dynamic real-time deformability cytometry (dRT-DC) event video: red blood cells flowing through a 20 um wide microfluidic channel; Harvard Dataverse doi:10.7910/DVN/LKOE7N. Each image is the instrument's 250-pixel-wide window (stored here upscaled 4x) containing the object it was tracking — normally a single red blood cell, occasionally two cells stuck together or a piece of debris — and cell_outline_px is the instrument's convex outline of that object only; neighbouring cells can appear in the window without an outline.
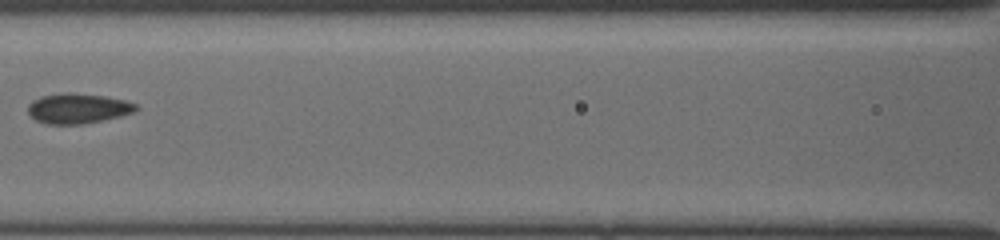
{"species": "common noctule bat (a hibernating species)", "species_latin": "Nyctalus noctula", "temperature_condition": "cold", "stored_images_in_passage": 41, "camera_frame_rate_fps": 3000, "um_per_image_px": 0.085, "animal": {"sex": "female", "body_mass_g": 19.5, "forearm_length_mm": 54.1}, "frame": {"image": 1, "passage_image": 15, "time_ms": 8.333, "image_size_px": [1000, 240], "cell_outline_px": [[136, 108], [132, 112], [120, 116], [80, 124], [44, 124], [36, 120], [28, 112], [28, 104], [32, 100], [40, 96], [64, 92], [72, 92], [104, 96], [124, 100], [136, 104]], "centroid_in_image_um": [6.55, 9.2], "position_along_channel_um": 160.0, "area_um2": 18.79}}
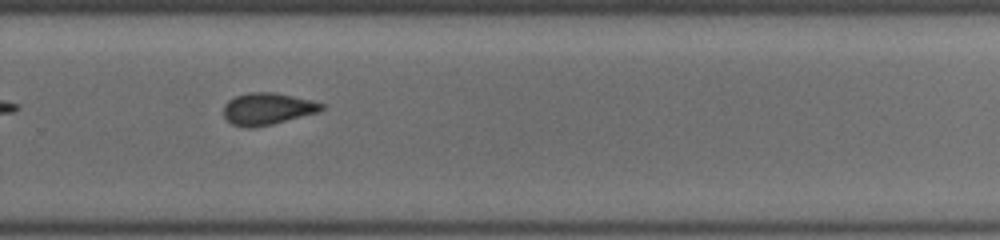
{"frame": {"image": 2, "passage_image": 22, "time_ms": 12.0, "image_size_px": [1000, 240], "cell_outline_px": [[324, 108], [320, 112], [272, 124], [252, 128], [248, 128], [232, 124], [224, 116], [224, 104], [228, 100], [236, 96], [248, 92], [272, 92], [308, 100], [324, 104]], "centroid_in_image_um": [22.71, 9.26], "position_along_channel_um": 307.1, "area_um2": 18.03}}
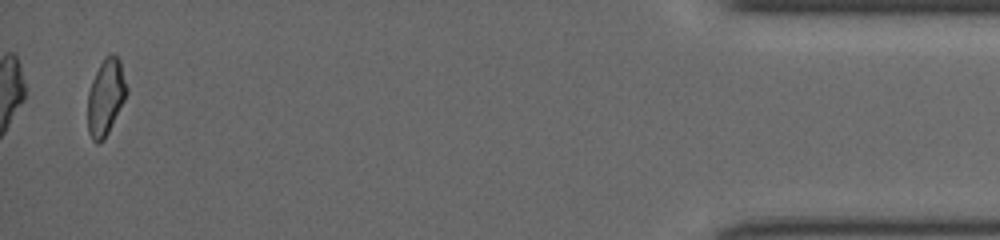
{"frame": {"image": 3, "passage_image": 40, "time_ms": 16.667, "image_size_px": [1000, 240], "cell_outline_px": [[128, 92], [104, 140], [100, 144], [96, 144], [92, 140], [88, 132], [88, 92], [92, 80], [104, 56], [112, 52], [120, 60], [128, 88]], "centroid_in_image_um": [8.99, 8.25], "position_along_channel_um": 426.2, "area_um2": 17.4}}